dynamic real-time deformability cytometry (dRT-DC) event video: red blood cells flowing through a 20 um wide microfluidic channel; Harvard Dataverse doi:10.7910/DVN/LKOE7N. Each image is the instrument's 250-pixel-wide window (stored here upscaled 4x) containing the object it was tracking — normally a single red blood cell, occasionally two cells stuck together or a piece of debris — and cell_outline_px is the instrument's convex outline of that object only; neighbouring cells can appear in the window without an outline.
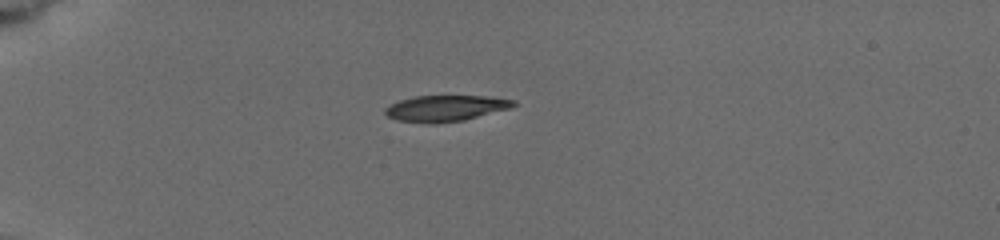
{"species": "common noctule bat (a hibernating species)", "species_latin": "Nyctalus noctula", "temperature_condition": "cold", "stored_images_in_passage": 8, "camera_frame_rate_fps": 3000, "um_per_image_px": 0.085, "animal": {"sex": "female", "body_mass_g": 19.5, "forearm_length_mm": 54.1}, "frame": {"image": 1, "passage_image": 1, "time_ms": 0.0, "image_size_px": [1000, 240], "cell_outline_px": [[516, 104], [512, 108], [464, 120], [396, 120], [388, 116], [384, 112], [384, 108], [400, 100], [412, 96], [484, 96], [516, 100]], "centroid_in_image_um": [37.95, 9.15], "position_along_channel_um": 47.1, "area_um2": 18.55}}
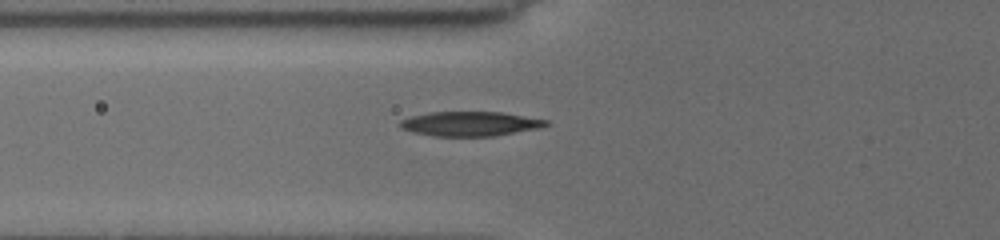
{"frame": {"image": 2, "passage_image": 7, "time_ms": 2.0, "image_size_px": [1000, 240], "cell_outline_px": [[552, 124], [540, 128], [492, 136], [432, 136], [412, 132], [400, 128], [396, 124], [400, 120], [412, 116], [432, 112], [500, 112], [548, 120]], "centroid_in_image_um": [39.94, 10.52], "position_along_channel_um": 85.9, "area_um2": 20.92}}